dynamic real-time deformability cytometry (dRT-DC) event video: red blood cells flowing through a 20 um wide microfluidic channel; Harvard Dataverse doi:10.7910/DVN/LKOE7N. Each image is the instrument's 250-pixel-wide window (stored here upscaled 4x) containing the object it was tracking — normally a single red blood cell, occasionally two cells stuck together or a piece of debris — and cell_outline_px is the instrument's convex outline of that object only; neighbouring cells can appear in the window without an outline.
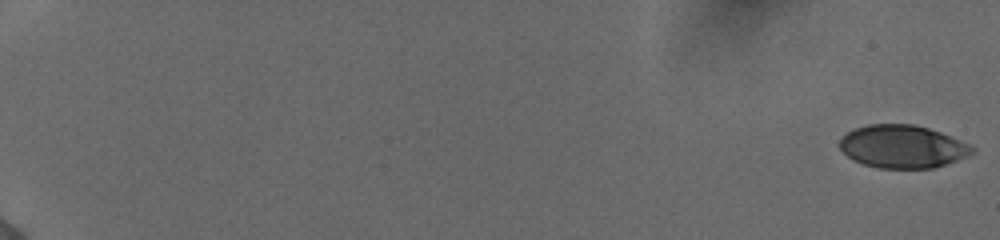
{"species": "human", "species_latin": "Homo sapiens", "temperature_condition": "cold", "stored_images_in_passage": 56, "camera_frame_rate_fps": 3000, "um_per_image_px": 0.085, "donor": {"sex": "female"}, "frame": {"image": 1, "passage_image": 1, "time_ms": 0.0, "image_size_px": [1000, 240], "cell_outline_px": [[976, 152], [968, 156], [932, 168], [880, 168], [864, 164], [852, 160], [836, 144], [848, 132], [856, 128], [868, 124], [912, 124], [928, 128], [940, 132], [972, 144], [976, 148]], "centroid_in_image_um": [76.74, 12.45], "position_along_channel_um": 8.3, "area_um2": 33.18}}
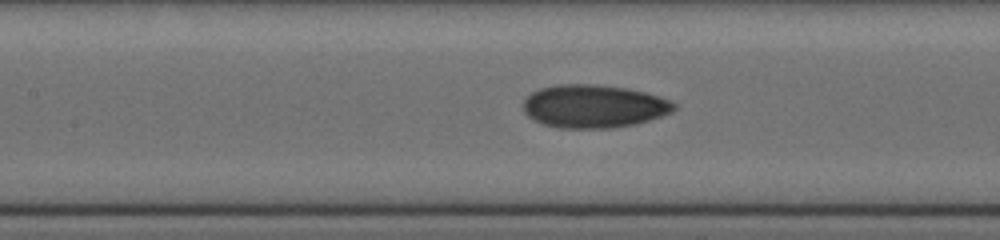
{"frame": {"image": 2, "passage_image": 30, "time_ms": 9.667, "image_size_px": [1000, 240], "cell_outline_px": [[676, 108], [672, 112], [664, 116], [636, 124], [612, 128], [560, 128], [544, 124], [532, 120], [524, 112], [524, 100], [532, 92], [540, 88], [556, 84], [588, 84], [628, 88], [644, 92], [672, 100], [676, 104]], "centroid_in_image_um": [50.5, 9.04], "position_along_channel_um": 156.9, "area_um2": 38.09}}
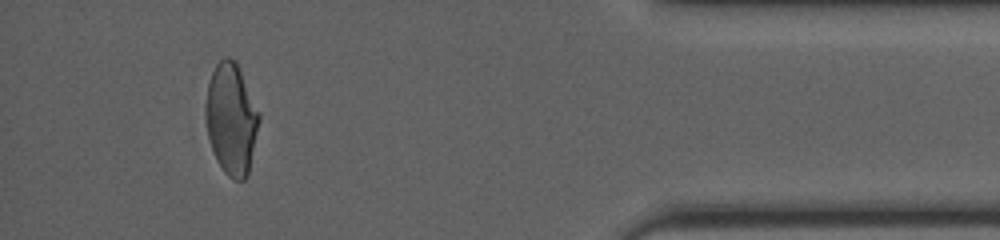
{"frame": {"image": 3, "passage_image": 53, "time_ms": 17.333, "image_size_px": [1000, 240], "cell_outline_px": [[260, 120], [248, 176], [244, 180], [232, 180], [224, 172], [216, 160], [208, 136], [208, 84], [212, 72], [216, 64], [224, 56], [228, 56], [236, 60], [260, 112]], "centroid_in_image_um": [19.71, 10.12], "position_along_channel_um": 415.5, "area_um2": 34.33}, "authors_computed_cell_mechanics": {"area_um2": 35.2869, "velocity_mm_per_s": 3.897, "shape_relaxation_time_tau1_ms": 11.3194, "shape_relaxation_time_tau2_ms": 1.8546, "deformation_change_tau1": 0.2236, "deformation_change_tau2": 0.0753}}